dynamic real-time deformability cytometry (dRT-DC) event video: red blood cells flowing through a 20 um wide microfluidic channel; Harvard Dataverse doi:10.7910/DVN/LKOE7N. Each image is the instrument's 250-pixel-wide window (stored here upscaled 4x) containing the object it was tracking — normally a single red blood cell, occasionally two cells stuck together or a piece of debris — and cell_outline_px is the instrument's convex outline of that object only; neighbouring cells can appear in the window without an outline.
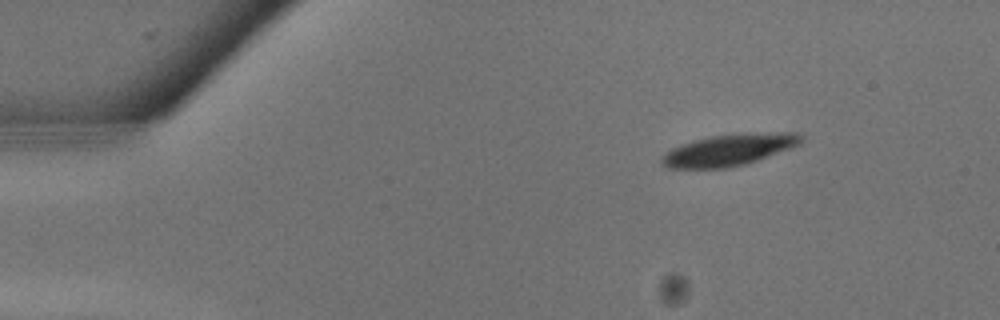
{"species": "common noctule bat (a hibernating species)", "species_latin": "Nyctalus noctula", "temperature_condition": "warm", "stored_images_in_passage": 25, "camera_frame_rate_fps": 3000, "um_per_image_px": 0.085, "animal": {"sex": "male", "body_mass_g": 13.3}, "frame": {"image": 1, "passage_image": 1, "time_ms": 0.0, "image_size_px": [1000, 320], "cell_outline_px": [[804, 140], [800, 144], [756, 160], [744, 164], [728, 168], [668, 168], [660, 164], [660, 156], [672, 148], [680, 144], [692, 140], [708, 136], [748, 132], [800, 132], [804, 136]], "centroid_in_image_um": [61.95, 12.72], "position_along_channel_um": 23.1, "area_um2": 26.01}}
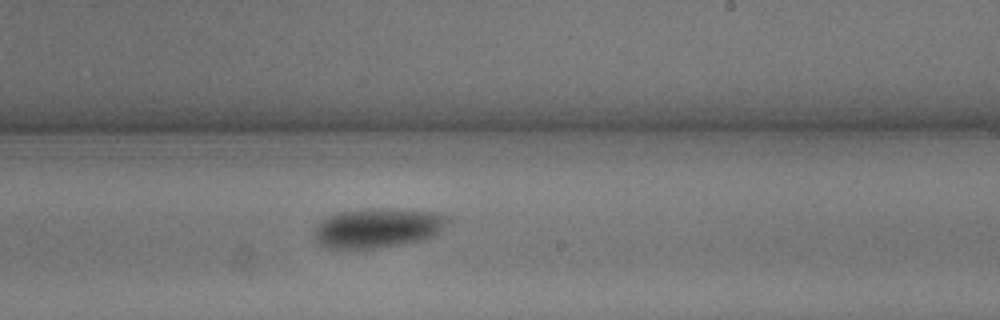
{"frame": {"image": 2, "passage_image": 14, "time_ms": 4.333, "image_size_px": [1000, 320], "cell_outline_px": [[452, 220], [436, 236], [424, 240], [376, 248], [324, 248], [316, 240], [316, 228], [328, 216], [340, 212], [368, 208], [396, 208], [432, 212], [448, 216]], "centroid_in_image_um": [32.2, 19.36], "position_along_channel_um": 256.8, "area_um2": 30.87}}
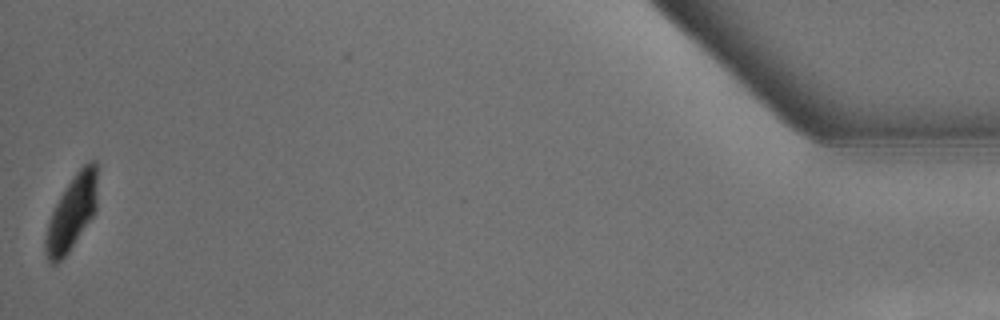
{"frame": {"image": 3, "passage_image": 25, "time_ms": 8.0, "image_size_px": [1000, 320], "cell_outline_px": [[96, 212], [68, 252], [56, 264], [48, 264], [44, 252], [44, 236], [48, 220], [64, 188], [76, 172], [88, 160], [96, 160]], "centroid_in_image_um": [6.06, 18.12], "position_along_channel_um": 429.1, "area_um2": 22.6}}